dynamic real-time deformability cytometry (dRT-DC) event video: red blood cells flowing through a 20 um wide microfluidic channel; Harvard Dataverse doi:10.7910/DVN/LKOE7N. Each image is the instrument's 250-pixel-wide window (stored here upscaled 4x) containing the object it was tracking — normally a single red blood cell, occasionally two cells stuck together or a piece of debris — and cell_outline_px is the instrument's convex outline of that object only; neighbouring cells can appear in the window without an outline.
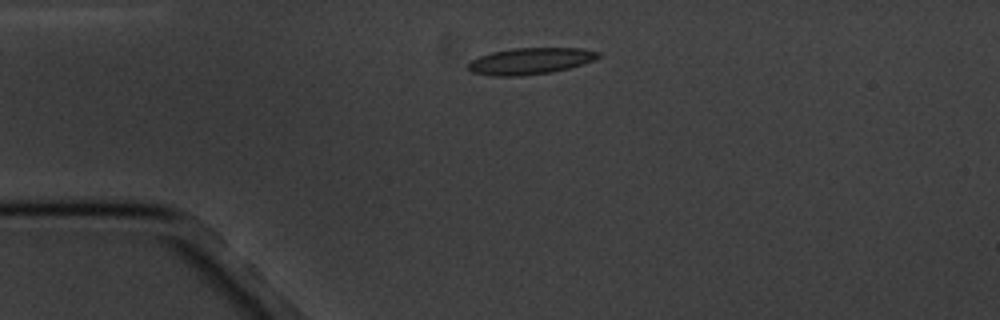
{"species": "common noctule bat (a hibernating species)", "species_latin": "Nyctalus noctula", "temperature_condition": "cold", "stored_images_in_passage": 3, "camera_frame_rate_fps": 3000, "um_per_image_px": 0.085, "animal": {"sex": "male", "body_mass_g": 20.1, "forearm_length_mm": 53.5}, "frame": {"image": 1, "passage_image": 1, "time_ms": 0.0, "image_size_px": [1000, 320], "cell_outline_px": [[600, 56], [592, 60], [568, 68], [552, 72], [520, 76], [492, 76], [472, 72], [468, 68], [468, 64], [472, 60], [480, 56], [492, 52], [512, 48], [584, 48], [600, 52]], "centroid_in_image_um": [45.06, 5.18], "position_along_channel_um": 39.9, "area_um2": 19.94}}
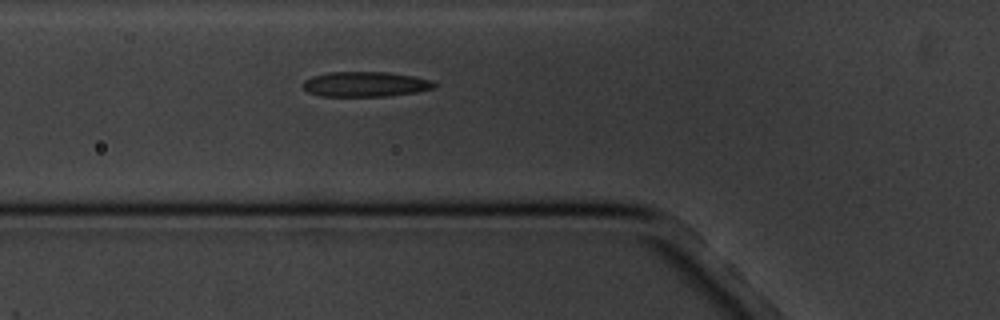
{"frame": {"image": 2, "passage_image": 3, "time_ms": 2.333, "image_size_px": [1000, 320], "cell_outline_px": [[436, 88], [416, 92], [384, 96], [320, 96], [308, 92], [304, 88], [304, 80], [312, 76], [328, 72], [388, 72], [412, 76], [432, 80], [436, 84]], "centroid_in_image_um": [31.06, 7.15], "position_along_channel_um": 94.7, "area_um2": 19.13}}